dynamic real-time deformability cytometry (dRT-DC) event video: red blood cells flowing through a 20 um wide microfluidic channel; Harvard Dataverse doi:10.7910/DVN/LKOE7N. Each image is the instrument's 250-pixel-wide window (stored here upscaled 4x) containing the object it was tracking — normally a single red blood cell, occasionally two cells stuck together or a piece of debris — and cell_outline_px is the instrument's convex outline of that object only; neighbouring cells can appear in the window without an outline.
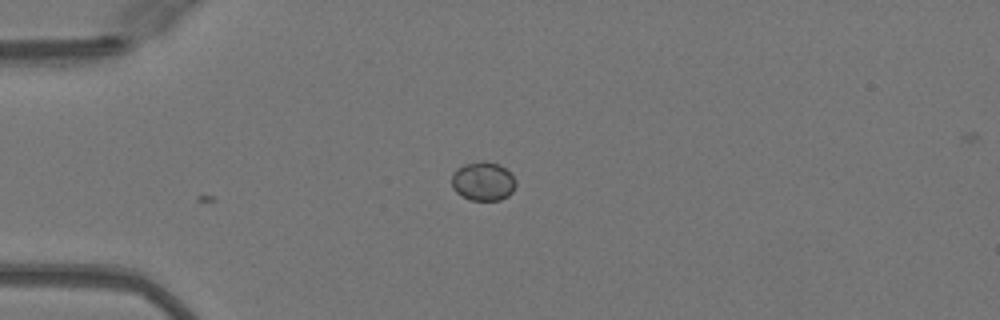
{"species": "Egyptian fruit bat (a non-hibernating species)", "species_latin": "Rousettus aegyptiacus", "temperature_condition": "warm", "stored_images_in_passage": 6, "camera_frame_rate_fps": 3000, "um_per_image_px": 0.085, "animal": {"sex": "female"}, "frame": {"image": 1, "passage_image": 6, "time_ms": 1.667, "image_size_px": [1000, 320], "cell_outline_px": [[516, 184], [512, 192], [508, 196], [500, 200], [472, 200], [456, 192], [452, 188], [452, 172], [456, 168], [464, 164], [480, 160], [484, 160], [500, 164], [516, 180]], "centroid_in_image_um": [41.05, 15.39], "position_along_channel_um": 44.0, "area_um2": 14.62}}